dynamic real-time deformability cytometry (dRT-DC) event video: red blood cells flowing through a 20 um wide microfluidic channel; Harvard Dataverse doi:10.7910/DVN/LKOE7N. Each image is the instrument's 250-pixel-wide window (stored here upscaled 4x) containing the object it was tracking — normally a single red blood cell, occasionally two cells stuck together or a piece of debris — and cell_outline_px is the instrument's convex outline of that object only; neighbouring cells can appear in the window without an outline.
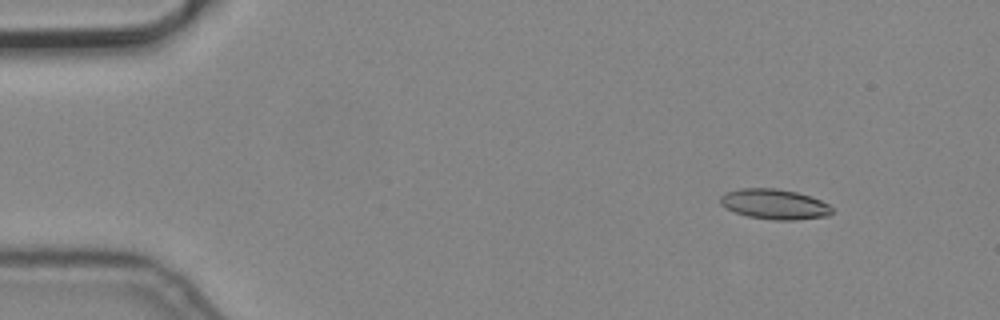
{"species": "common noctule bat (a hibernating species)", "species_latin": "Nyctalus noctula", "temperature_condition": "cold", "stored_images_in_passage": 5, "camera_frame_rate_fps": 3000, "um_per_image_px": 0.085, "animal": {"sex": "male", "body_mass_g": 19.2, "forearm_length_mm": 51.8}, "frame": {"image": 1, "passage_image": 2, "time_ms": 0.333, "image_size_px": [1000, 320], "cell_outline_px": [[832, 212], [828, 216], [796, 220], [772, 220], [748, 216], [736, 212], [720, 204], [720, 196], [724, 192], [740, 188], [776, 188], [796, 192], [820, 200], [828, 204], [832, 208]], "centroid_in_image_um": [65.81, 17.35], "position_along_channel_um": 19.2, "area_um2": 19.59}}
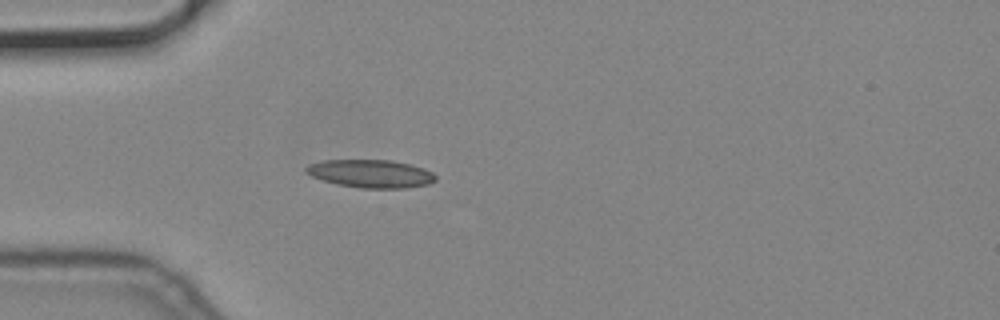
{"frame": {"image": 2, "passage_image": 5, "time_ms": 1.333, "image_size_px": [1000, 320], "cell_outline_px": [[436, 180], [428, 184], [408, 188], [360, 188], [336, 184], [312, 176], [304, 172], [304, 168], [308, 164], [324, 160], [392, 160], [424, 168], [432, 172], [436, 176]], "centroid_in_image_um": [31.51, 14.76], "position_along_channel_um": 53.5, "area_um2": 21.21}}